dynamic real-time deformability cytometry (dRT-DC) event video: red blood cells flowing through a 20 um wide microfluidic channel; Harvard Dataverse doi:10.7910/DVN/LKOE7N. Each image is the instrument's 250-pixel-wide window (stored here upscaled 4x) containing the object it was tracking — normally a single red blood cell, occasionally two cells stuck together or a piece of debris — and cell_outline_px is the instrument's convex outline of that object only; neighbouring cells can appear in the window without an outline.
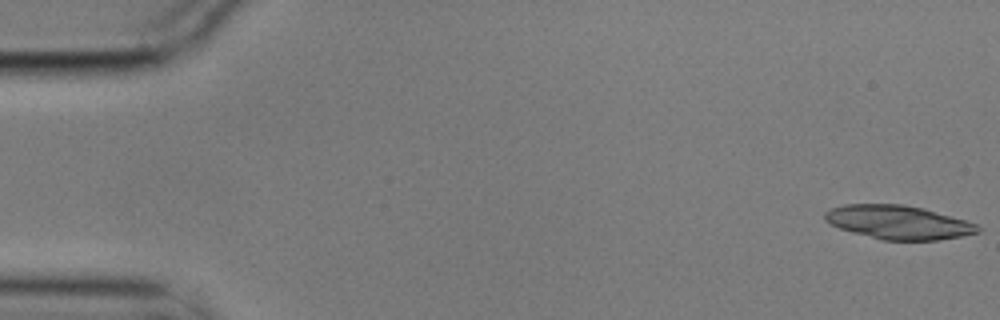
{"species": "common noctule bat (a hibernating species)", "species_latin": "Nyctalus noctula", "temperature_condition": "cold", "stored_images_in_passage": 6, "camera_frame_rate_fps": 3000, "um_per_image_px": 0.085, "animal": {"sex": "male", "body_mass_g": 17.9}, "frame": {"image": 1, "passage_image": 1, "time_ms": 0.0, "image_size_px": [1000, 320], "cell_outline_px": [[980, 232], [940, 240], [884, 240], [852, 232], [828, 224], [824, 220], [824, 212], [832, 208], [844, 204], [904, 204], [924, 208], [964, 220], [976, 224], [980, 228]], "centroid_in_image_um": [76.32, 18.89], "position_along_channel_um": 8.7, "area_um2": 30.0}}